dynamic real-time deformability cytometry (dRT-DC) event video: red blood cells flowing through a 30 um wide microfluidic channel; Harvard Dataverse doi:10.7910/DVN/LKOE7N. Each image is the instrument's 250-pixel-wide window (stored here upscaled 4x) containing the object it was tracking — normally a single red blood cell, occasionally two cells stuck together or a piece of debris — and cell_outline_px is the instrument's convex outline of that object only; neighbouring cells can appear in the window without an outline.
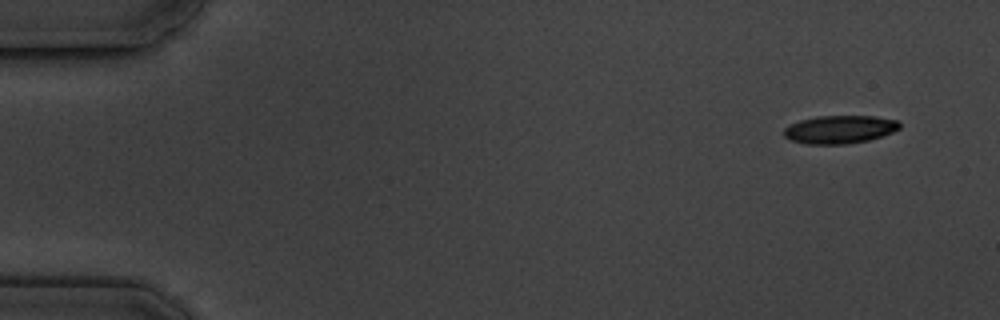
{"species": "common noctule bat (a hibernating species)", "species_latin": "Nyctalus noctula", "temperature_condition": "cold", "stored_images_in_passage": 4, "camera_frame_rate_fps": 3000, "um_per_image_px": 0.085, "animal": {"sex": "male", "body_mass_g": 19.5, "forearm_length_mm": 54.6}, "frame": {"image": 1, "passage_image": 1, "time_ms": 0.0, "image_size_px": [1000, 320], "cell_outline_px": [[900, 128], [892, 132], [868, 140], [848, 144], [804, 144], [788, 140], [784, 136], [784, 128], [800, 120], [816, 116], [876, 116], [900, 120]], "centroid_in_image_um": [71.37, 11.0], "position_along_channel_um": 13.6, "area_um2": 19.07}}
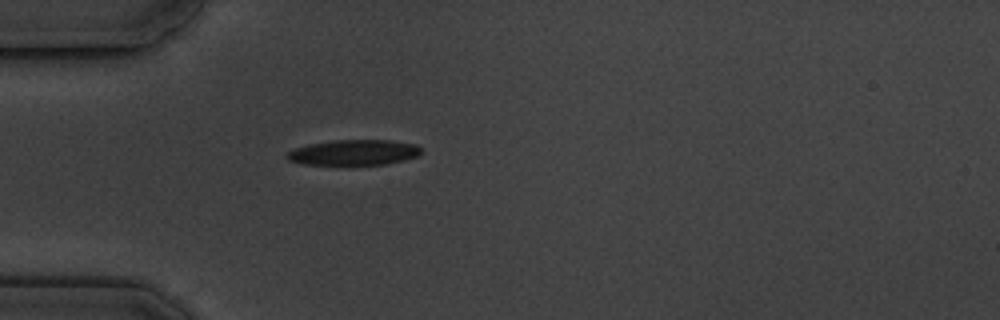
{"frame": {"image": 2, "passage_image": 4, "time_ms": 4.333, "image_size_px": [1000, 320], "cell_outline_px": [[424, 152], [416, 156], [404, 160], [388, 164], [348, 168], [300, 164], [288, 160], [284, 156], [288, 152], [296, 148], [308, 144], [332, 140], [392, 140], [416, 144]], "centroid_in_image_um": [30.04, 13.02], "position_along_channel_um": 55.0, "area_um2": 21.21}}